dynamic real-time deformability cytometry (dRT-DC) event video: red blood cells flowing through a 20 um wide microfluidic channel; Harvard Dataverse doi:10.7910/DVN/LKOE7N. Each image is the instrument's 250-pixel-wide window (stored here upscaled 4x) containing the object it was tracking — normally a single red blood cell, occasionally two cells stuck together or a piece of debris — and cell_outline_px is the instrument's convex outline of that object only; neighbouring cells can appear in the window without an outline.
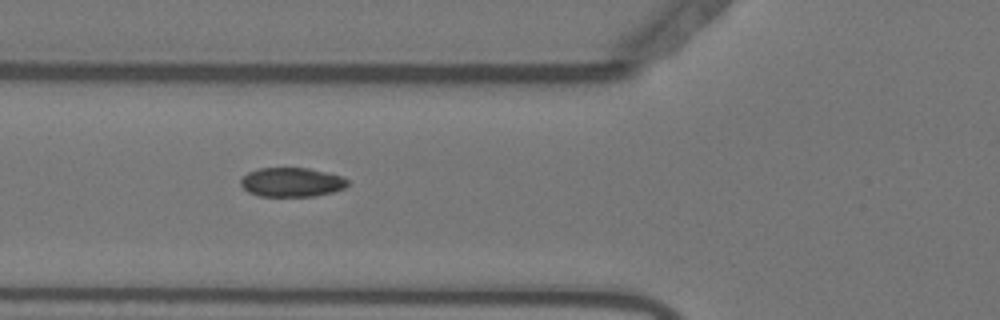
{"species": "Egyptian fruit bat (a non-hibernating species)", "species_latin": "Rousettus aegyptiacus", "temperature_condition": "warm", "stored_images_in_passage": 55, "camera_frame_rate_fps": 3000, "um_per_image_px": 0.085, "animal": {"sex": "female"}, "frame": {"image": 1, "passage_image": 20, "time_ms": 6.333, "image_size_px": [1000, 320], "cell_outline_px": [[348, 184], [344, 188], [332, 192], [316, 196], [260, 196], [248, 192], [240, 184], [240, 180], [248, 172], [260, 168], [308, 168], [328, 172], [344, 176], [348, 180]], "centroid_in_image_um": [24.82, 15.48], "position_along_channel_um": 101.0, "area_um2": 18.26}}
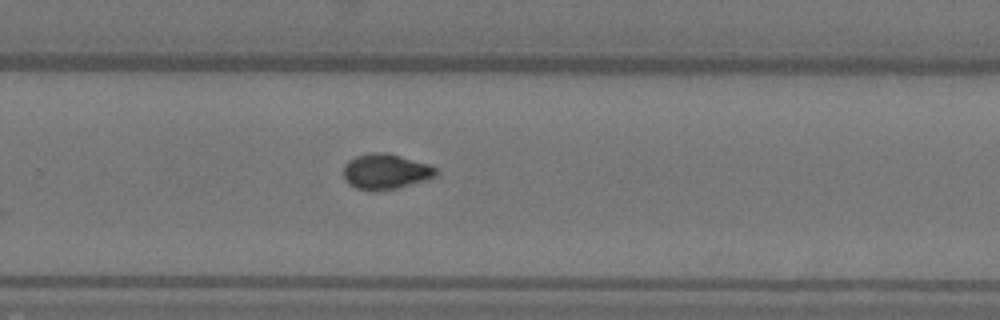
{"frame": {"image": 2, "passage_image": 36, "time_ms": 11.667, "image_size_px": [1000, 320], "cell_outline_px": [[440, 172], [436, 176], [424, 180], [396, 188], [372, 192], [356, 188], [344, 176], [344, 164], [348, 160], [356, 156], [372, 152], [388, 152], [428, 164], [436, 168]], "centroid_in_image_um": [32.79, 14.57], "position_along_channel_um": 297.0, "area_um2": 19.02}}
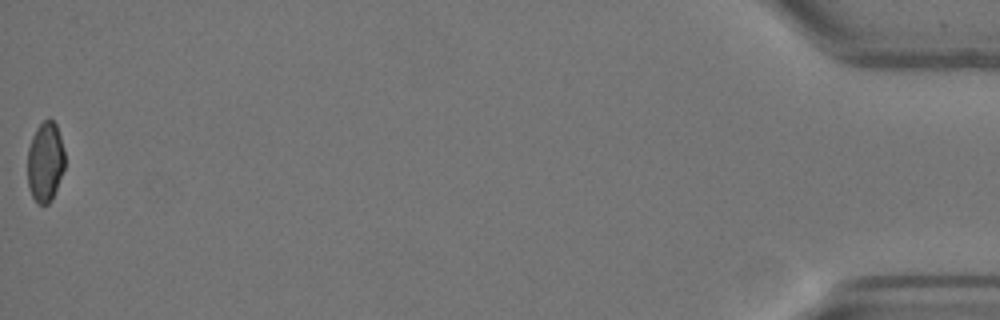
{"frame": {"image": 3, "passage_image": 55, "time_ms": 18.0, "image_size_px": [1000, 320], "cell_outline_px": [[64, 168], [52, 200], [48, 204], [40, 204], [32, 196], [28, 184], [28, 148], [32, 136], [36, 128], [48, 116], [56, 124], [60, 136], [64, 152]], "centroid_in_image_um": [3.84, 13.73], "position_along_channel_um": 431.4, "area_um2": 17.28}, "authors_computed_cell_mechanics": {"area_um2": 18.4382, "velocity_mm_per_s": 3.6711, "shape_relaxation_time_tau1_ms": 6.2855, "shape_relaxation_time_tau2_ms": 1.4124, "deformation_change_tau1": 0.1485, "deformation_change_tau2": 0.037}}